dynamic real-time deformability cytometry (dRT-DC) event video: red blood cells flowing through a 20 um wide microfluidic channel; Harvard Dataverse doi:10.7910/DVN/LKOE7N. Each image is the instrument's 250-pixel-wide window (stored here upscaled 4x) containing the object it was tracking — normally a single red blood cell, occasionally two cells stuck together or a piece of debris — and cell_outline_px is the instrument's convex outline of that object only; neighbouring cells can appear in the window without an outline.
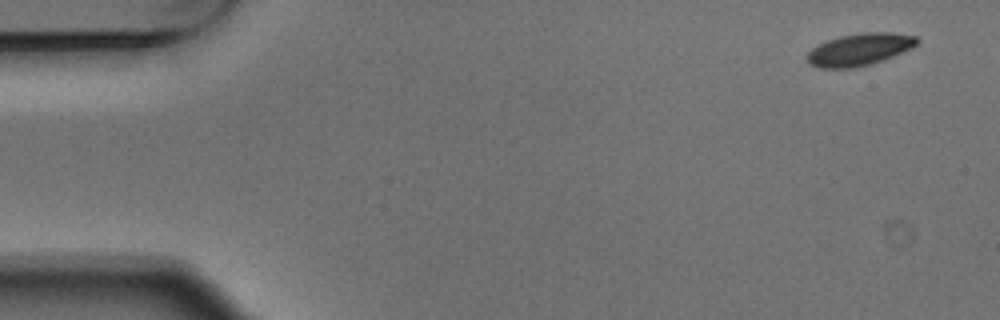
{"species": "Egyptian fruit bat (a non-hibernating species)", "species_latin": "Rousettus aegyptiacus", "temperature_condition": "warm", "stored_images_in_passage": 5, "segment_of_instrument_passage": [1, 2], "camera_frame_rate_fps": 3000, "um_per_image_px": 0.085, "animal": {"sex": "male"}, "frame": {"image": 1, "passage_image": 1, "time_ms": 0.0, "image_size_px": [1000, 320], "cell_outline_px": [[920, 40], [912, 48], [892, 56], [868, 64], [852, 68], [820, 68], [808, 64], [804, 56], [816, 44], [840, 36], [860, 32], [892, 32], [916, 36]], "centroid_in_image_um": [73.0, 4.19], "position_along_channel_um": 12.0, "area_um2": 20.69}}
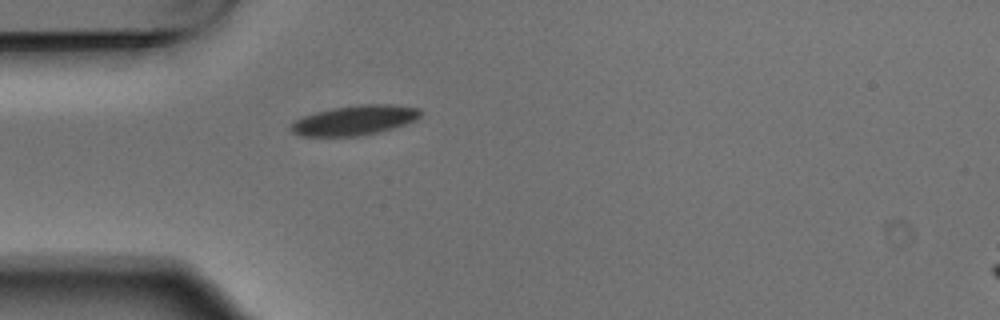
{"frame": {"image": 2, "passage_image": 4, "time_ms": 1.0, "image_size_px": [1000, 320], "cell_outline_px": [[424, 112], [416, 120], [380, 132], [360, 136], [300, 136], [292, 132], [288, 128], [296, 120], [304, 116], [316, 112], [332, 108], [360, 104], [392, 104], [420, 108]], "centroid_in_image_um": [30.17, 10.22], "position_along_channel_um": 54.8, "area_um2": 22.6}}